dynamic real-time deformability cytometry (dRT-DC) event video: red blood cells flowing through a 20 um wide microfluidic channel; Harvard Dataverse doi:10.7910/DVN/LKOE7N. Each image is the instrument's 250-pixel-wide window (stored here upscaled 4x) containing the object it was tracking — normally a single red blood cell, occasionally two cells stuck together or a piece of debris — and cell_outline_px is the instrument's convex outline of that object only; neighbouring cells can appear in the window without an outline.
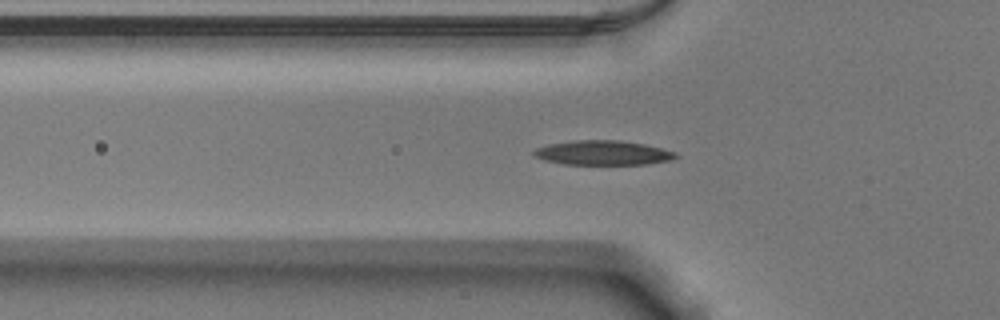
{"species": "Egyptian fruit bat (a non-hibernating species)", "species_latin": "Rousettus aegyptiacus", "temperature_condition": "warm", "stored_images_in_passage": 43, "camera_frame_rate_fps": 3000, "um_per_image_px": 0.085, "animal": {"sex": "male"}, "frame": {"image": 1, "passage_image": 8, "time_ms": 2.333, "image_size_px": [1000, 320], "cell_outline_px": [[680, 156], [668, 160], [644, 164], [564, 164], [544, 160], [536, 156], [532, 152], [536, 148], [548, 144], [576, 140], [620, 140], [644, 144], [676, 152]], "centroid_in_image_um": [51.24, 12.98], "position_along_channel_um": 74.6, "area_um2": 20.06}}
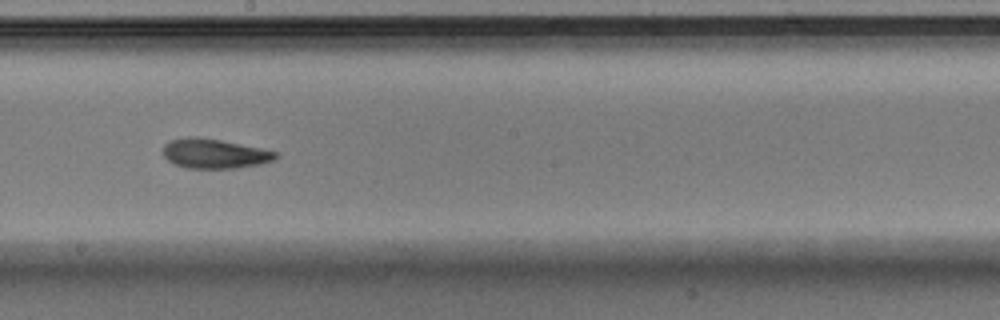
{"frame": {"image": 2, "passage_image": 20, "time_ms": 6.333, "image_size_px": [1000, 320], "cell_outline_px": [[276, 156], [272, 160], [260, 164], [236, 168], [188, 168], [176, 164], [168, 160], [164, 156], [164, 144], [168, 140], [188, 136], [196, 136], [220, 140], [260, 148], [276, 152]], "centroid_in_image_um": [18.17, 13.04], "position_along_channel_um": 230.0, "area_um2": 19.19}}
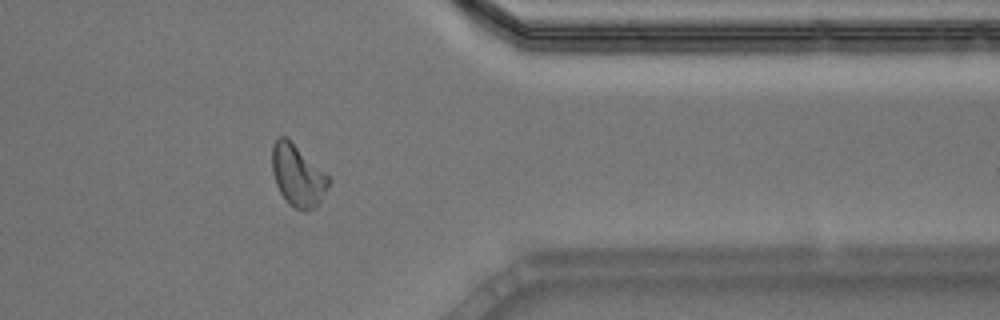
{"frame": {"image": 3, "passage_image": 33, "time_ms": 10.667, "image_size_px": [1000, 320], "cell_outline_px": [[332, 180], [316, 204], [312, 208], [304, 212], [300, 212], [288, 204], [280, 192], [276, 184], [272, 172], [272, 144], [280, 136], [284, 136], [328, 176]], "centroid_in_image_um": [25.26, 14.95], "position_along_channel_um": 386.1, "area_um2": 19.71}, "authors_computed_cell_mechanics": {"area_um2": 19.4208, "velocity_mm_per_s": 3.8633, "shape_relaxation_time_tau1_ms": 4.1724, "shape_relaxation_time_tau2_ms": 5.7696, "deformation_change_tau1": 0.162, "deformation_change_tau2": 0.1084}}